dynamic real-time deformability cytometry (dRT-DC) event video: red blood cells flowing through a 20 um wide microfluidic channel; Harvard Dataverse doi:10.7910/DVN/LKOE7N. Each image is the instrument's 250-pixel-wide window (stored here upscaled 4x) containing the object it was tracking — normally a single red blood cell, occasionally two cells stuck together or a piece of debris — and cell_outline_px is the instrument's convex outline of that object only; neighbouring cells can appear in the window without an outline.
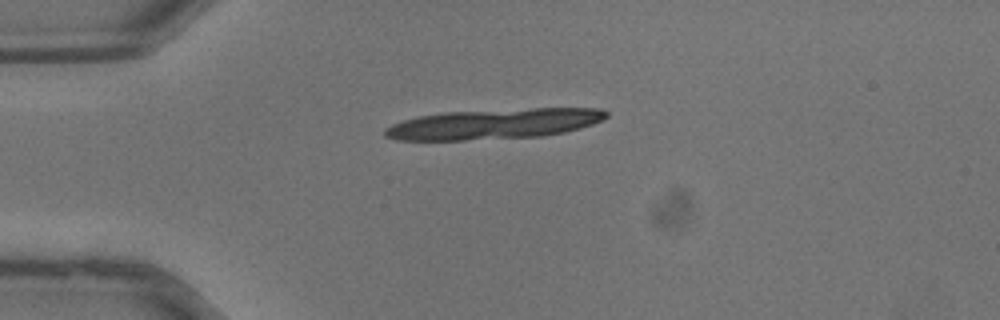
{"species": "common noctule bat (a hibernating species)", "species_latin": "Nyctalus noctula", "temperature_condition": "warm", "stored_images_in_passage": 5, "camera_frame_rate_fps": 3000, "um_per_image_px": 0.085, "animal": {"sex": "male", "body_mass_g": 13.3}, "frame": {"image": 1, "passage_image": 1, "time_ms": 0.0, "image_size_px": [1000, 320], "cell_outline_px": [[608, 116], [604, 120], [580, 128], [564, 132], [540, 136], [464, 140], [396, 140], [384, 136], [384, 128], [392, 124], [404, 120], [420, 116], [444, 112], [532, 108], [600, 108], [608, 112]], "centroid_in_image_um": [42.0, 10.53], "position_along_channel_um": 43.0, "area_um2": 39.07}}